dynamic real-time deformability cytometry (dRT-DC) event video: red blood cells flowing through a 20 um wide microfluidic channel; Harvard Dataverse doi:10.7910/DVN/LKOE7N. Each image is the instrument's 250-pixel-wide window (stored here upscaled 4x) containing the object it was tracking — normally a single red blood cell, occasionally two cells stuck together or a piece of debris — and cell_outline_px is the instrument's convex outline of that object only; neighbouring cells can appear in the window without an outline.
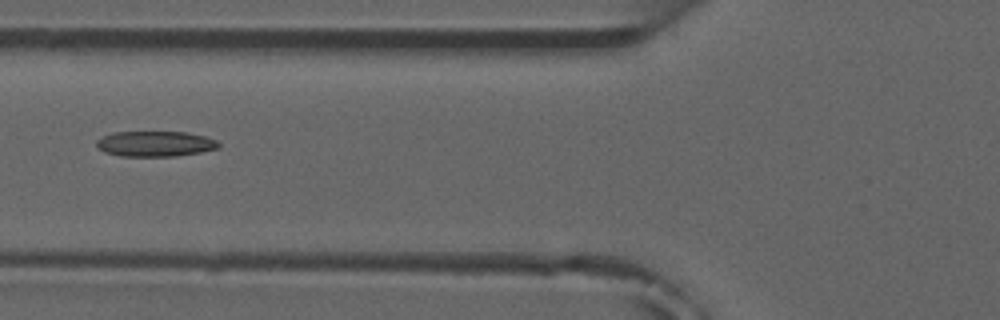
{"species": "common noctule bat (a hibernating species)", "species_latin": "Nyctalus noctula", "temperature_condition": "room temperature", "stored_images_in_passage": 4, "camera_frame_rate_fps": 3000, "um_per_image_px": 0.085, "animal": {"sex": "male", "forearm_length_mm": 52.5}, "frame": {"image": 1, "passage_image": 3, "time_ms": 2.333, "image_size_px": [1000, 320], "cell_outline_px": [[220, 148], [200, 152], [176, 156], [120, 156], [104, 152], [96, 144], [96, 140], [112, 132], [184, 132], [204, 136], [216, 140], [220, 144]], "centroid_in_image_um": [13.2, 12.22], "position_along_channel_um": 112.6, "area_um2": 18.03}}
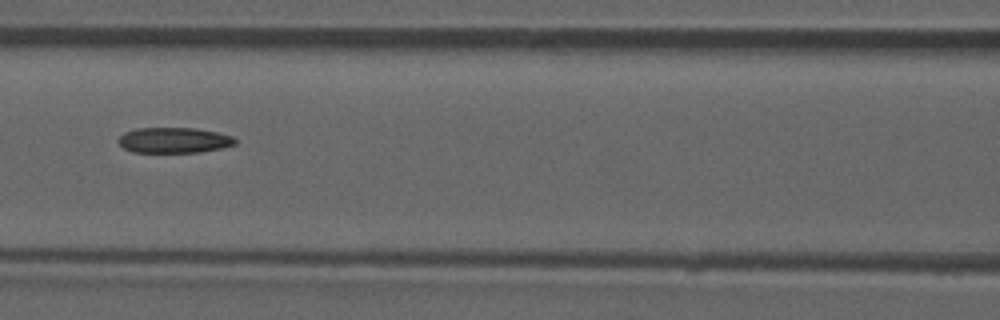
{"frame": {"image": 2, "passage_image": 4, "time_ms": 3.333, "image_size_px": [1000, 320], "cell_outline_px": [[236, 144], [220, 148], [200, 152], [132, 152], [124, 148], [116, 140], [124, 132], [136, 128], [196, 128], [216, 132], [232, 136], [236, 140]], "centroid_in_image_um": [14.76, 11.91], "position_along_channel_um": 151.8, "area_um2": 17.34}}